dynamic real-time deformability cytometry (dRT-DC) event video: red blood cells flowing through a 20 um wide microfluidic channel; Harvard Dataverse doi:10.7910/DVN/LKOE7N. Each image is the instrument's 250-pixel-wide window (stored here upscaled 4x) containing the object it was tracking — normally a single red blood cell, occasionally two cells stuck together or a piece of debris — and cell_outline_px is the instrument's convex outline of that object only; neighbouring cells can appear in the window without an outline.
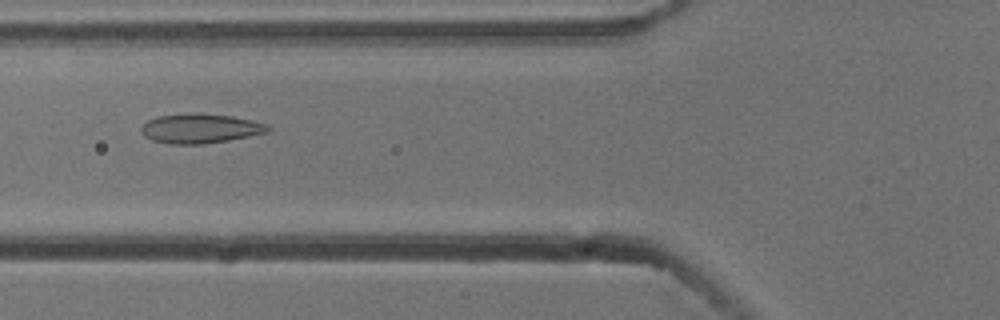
{"species": "common noctule bat (a hibernating species)", "species_latin": "Nyctalus noctula", "temperature_condition": "cold", "stored_images_in_passage": 54, "camera_frame_rate_fps": 3000, "um_per_image_px": 0.085, "animal": {"sex": "male", "body_mass_g": 13.3}, "frame": {"image": 1, "passage_image": 19, "time_ms": 6.0, "image_size_px": [1000, 320], "cell_outline_px": [[272, 128], [268, 132], [228, 140], [204, 144], [168, 144], [152, 140], [144, 136], [140, 132], [140, 128], [148, 120], [156, 116], [232, 116], [252, 120], [264, 124]], "centroid_in_image_um": [17.0, 10.97], "position_along_channel_um": 108.8, "area_um2": 20.81}}
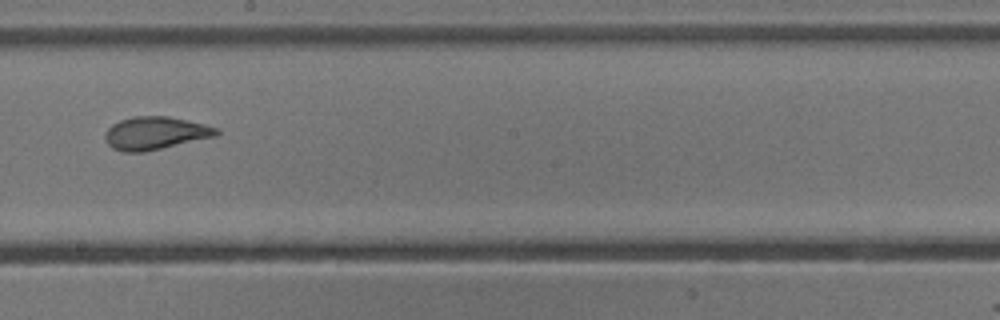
{"frame": {"image": 2, "passage_image": 29, "time_ms": 9.333, "image_size_px": [1000, 320], "cell_outline_px": [[220, 132], [216, 136], [144, 152], [120, 152], [112, 148], [108, 144], [104, 136], [104, 132], [112, 124], [120, 120], [132, 116], [168, 116], [204, 124], [220, 128]], "centroid_in_image_um": [13.18, 11.32], "position_along_channel_um": 235.0, "area_um2": 21.44}}
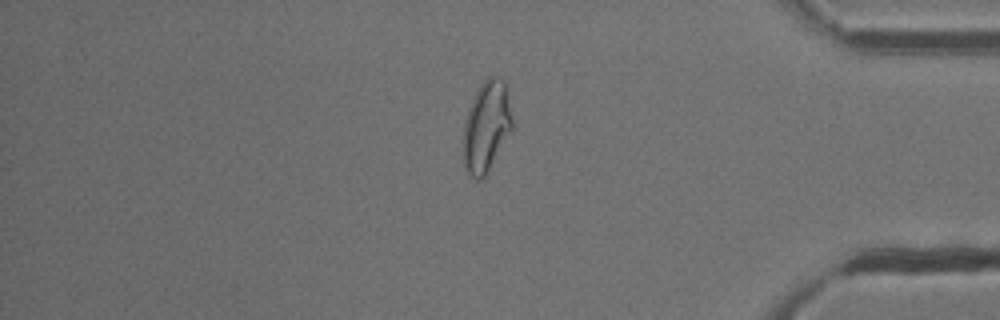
{"frame": {"image": 3, "passage_image": 44, "time_ms": 14.333, "image_size_px": [1000, 320], "cell_outline_px": [[516, 128], [484, 176], [480, 180], [476, 180], [464, 168], [464, 124], [468, 108], [480, 84], [488, 76], [496, 76], [508, 88]], "centroid_in_image_um": [41.42, 10.74], "position_along_channel_um": 393.8, "area_um2": 26.53}, "authors_computed_cell_mechanics": {"area_um2": 23.1489, "velocity_mm_per_s": 3.7828, "shape_relaxation_time_tau1_ms": null, "shape_relaxation_time_tau2_ms": 0.9739, "deformation_change_tau1": null, "deformation_change_tau2": 0.0639}}